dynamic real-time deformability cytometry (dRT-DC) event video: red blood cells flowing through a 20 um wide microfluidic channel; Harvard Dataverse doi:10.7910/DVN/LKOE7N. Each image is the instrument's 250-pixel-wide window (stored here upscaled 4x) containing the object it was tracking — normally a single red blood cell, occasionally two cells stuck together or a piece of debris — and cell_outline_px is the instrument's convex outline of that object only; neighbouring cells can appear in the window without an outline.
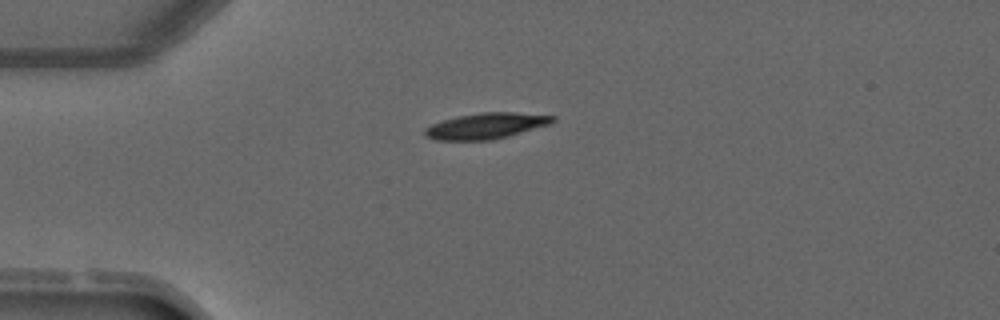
{"species": "common noctule bat (a hibernating species)", "species_latin": "Nyctalus noctula", "temperature_condition": "warm", "stored_images_in_passage": 2, "camera_frame_rate_fps": 3000, "um_per_image_px": 0.085, "animal": {"sex": "male", "forearm_length_mm": 52.5}, "frame": {"image": 1, "passage_image": 1, "time_ms": 0.0, "image_size_px": [1000, 320], "cell_outline_px": [[556, 120], [552, 124], [508, 136], [492, 140], [436, 140], [424, 136], [424, 128], [432, 124], [456, 116], [480, 112], [516, 112], [556, 116]], "centroid_in_image_um": [41.34, 10.69], "position_along_channel_um": 43.7, "area_um2": 19.48}}